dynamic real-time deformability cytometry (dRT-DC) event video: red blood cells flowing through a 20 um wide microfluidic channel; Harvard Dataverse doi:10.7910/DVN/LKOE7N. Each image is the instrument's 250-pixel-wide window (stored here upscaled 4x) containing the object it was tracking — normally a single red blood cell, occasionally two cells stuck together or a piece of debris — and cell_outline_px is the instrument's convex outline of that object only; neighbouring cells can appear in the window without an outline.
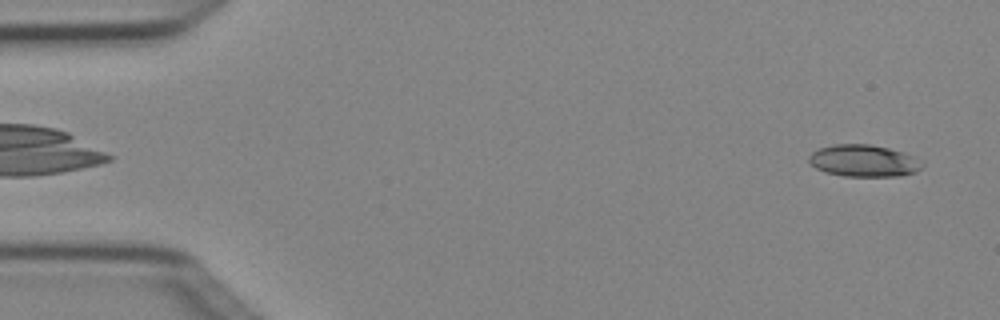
{"species": "Egyptian fruit bat (a non-hibernating species)", "species_latin": "Rousettus aegyptiacus", "temperature_condition": "cold", "stored_images_in_passage": 4, "camera_frame_rate_fps": 3000, "um_per_image_px": 0.085, "animal": {"sex": "female"}, "frame": {"image": 1, "passage_image": 4, "time_ms": 1.0, "image_size_px": [1000, 320], "cell_outline_px": [[924, 164], [916, 172], [900, 176], [844, 176], [824, 172], [816, 168], [808, 160], [808, 156], [812, 152], [820, 148], [832, 144], [868, 144], [888, 148], [904, 152], [924, 160]], "centroid_in_image_um": [73.44, 13.66], "position_along_channel_um": 11.6, "area_um2": 21.27}}